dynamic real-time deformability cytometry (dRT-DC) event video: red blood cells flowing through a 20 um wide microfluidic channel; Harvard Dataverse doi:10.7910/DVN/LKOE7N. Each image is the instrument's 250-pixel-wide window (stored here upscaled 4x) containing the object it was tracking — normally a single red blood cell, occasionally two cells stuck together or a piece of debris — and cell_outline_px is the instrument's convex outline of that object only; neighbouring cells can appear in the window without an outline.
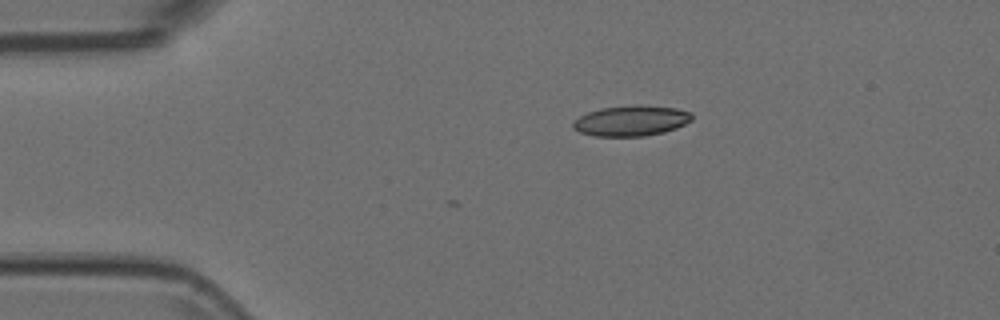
{"species": "Egyptian fruit bat (a non-hibernating species)", "species_latin": "Rousettus aegyptiacus", "temperature_condition": "room temperature", "stored_images_in_passage": 4, "camera_frame_rate_fps": 3000, "um_per_image_px": 0.085, "animal": {"sex": "female"}, "frame": {"image": 1, "passage_image": 1, "time_ms": 0.0, "image_size_px": [1000, 320], "cell_outline_px": [[692, 120], [676, 128], [664, 132], [644, 136], [592, 136], [580, 132], [572, 128], [572, 120], [588, 112], [600, 108], [676, 108], [692, 112]], "centroid_in_image_um": [53.6, 10.32], "position_along_channel_um": 31.4, "area_um2": 20.23}}